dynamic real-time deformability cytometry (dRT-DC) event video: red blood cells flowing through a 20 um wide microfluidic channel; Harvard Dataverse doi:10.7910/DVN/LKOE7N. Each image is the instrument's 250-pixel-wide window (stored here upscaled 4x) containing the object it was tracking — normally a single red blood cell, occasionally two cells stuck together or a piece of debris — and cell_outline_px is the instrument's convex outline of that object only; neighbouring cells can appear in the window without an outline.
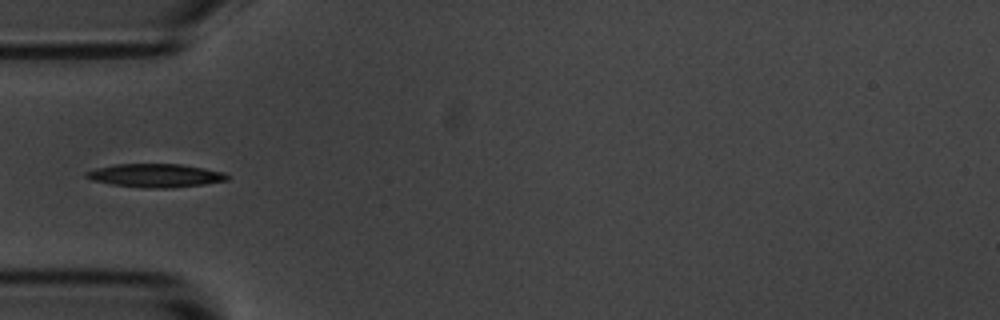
{"species": "common noctule bat (a hibernating species)", "species_latin": "Nyctalus noctula", "temperature_condition": "room temperature", "stored_images_in_passage": 6, "camera_frame_rate_fps": 3000, "um_per_image_px": 0.085, "animal": {"sex": "male", "body_mass_g": 20.1, "forearm_length_mm": 53.5}, "frame": {"image": 1, "passage_image": 5, "time_ms": 4.667, "image_size_px": [1000, 320], "cell_outline_px": [[228, 180], [204, 184], [168, 188], [148, 188], [112, 184], [92, 180], [84, 176], [84, 172], [96, 168], [116, 164], [180, 164], [204, 168], [224, 172], [228, 176]], "centroid_in_image_um": [13.2, 14.91], "position_along_channel_um": 71.8, "area_um2": 19.13}}